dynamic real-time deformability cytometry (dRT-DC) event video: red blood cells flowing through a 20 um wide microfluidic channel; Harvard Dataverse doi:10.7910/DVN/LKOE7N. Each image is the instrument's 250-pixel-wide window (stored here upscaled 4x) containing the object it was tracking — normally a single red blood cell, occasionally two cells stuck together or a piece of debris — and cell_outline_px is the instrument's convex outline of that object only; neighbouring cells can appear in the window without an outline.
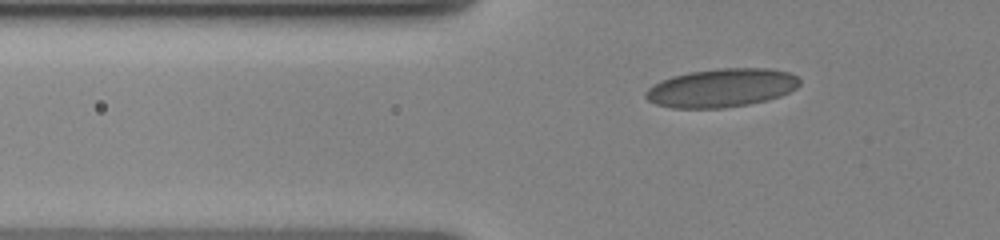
{"species": "human", "species_latin": "Homo sapiens", "temperature_condition": "cold", "stored_images_in_passage": 44, "camera_frame_rate_fps": 3000, "um_per_image_px": 0.085, "donor": {"sex": "female"}, "frame": {"image": 1, "passage_image": 11, "time_ms": 3.667, "image_size_px": [1000, 240], "cell_outline_px": [[800, 84], [796, 88], [780, 96], [768, 100], [748, 104], [724, 108], [672, 108], [656, 104], [648, 100], [644, 96], [644, 92], [652, 84], [660, 80], [672, 76], [688, 72], [720, 68], [772, 68], [788, 72], [796, 76], [800, 80]], "centroid_in_image_um": [61.3, 7.46], "position_along_channel_um": 64.5, "area_um2": 34.8}}
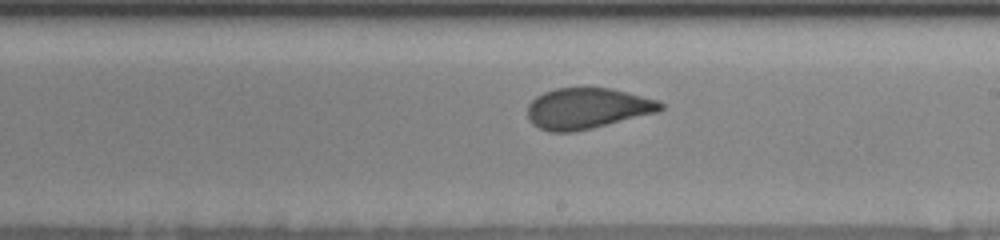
{"frame": {"image": 2, "passage_image": 29, "time_ms": 9.0, "image_size_px": [1000, 240], "cell_outline_px": [[664, 108], [660, 112], [592, 128], [572, 132], [548, 132], [532, 124], [528, 116], [528, 104], [536, 96], [544, 92], [556, 88], [612, 88], [660, 100], [664, 104]], "centroid_in_image_um": [49.96, 9.21], "position_along_channel_um": 239.0, "area_um2": 31.91}}
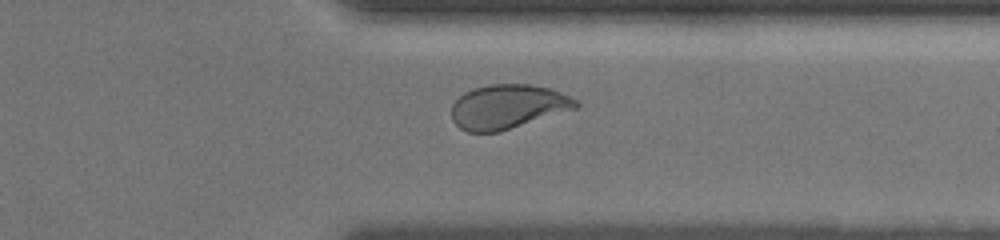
{"frame": {"image": 3, "passage_image": 43, "time_ms": 12.667, "image_size_px": [1000, 240], "cell_outline_px": [[580, 104], [576, 108], [500, 132], [468, 132], [460, 128], [452, 120], [452, 104], [464, 92], [488, 84], [528, 84], [552, 88], [576, 100]], "centroid_in_image_um": [43.15, 9.07], "position_along_channel_um": 368.3, "area_um2": 31.96}}